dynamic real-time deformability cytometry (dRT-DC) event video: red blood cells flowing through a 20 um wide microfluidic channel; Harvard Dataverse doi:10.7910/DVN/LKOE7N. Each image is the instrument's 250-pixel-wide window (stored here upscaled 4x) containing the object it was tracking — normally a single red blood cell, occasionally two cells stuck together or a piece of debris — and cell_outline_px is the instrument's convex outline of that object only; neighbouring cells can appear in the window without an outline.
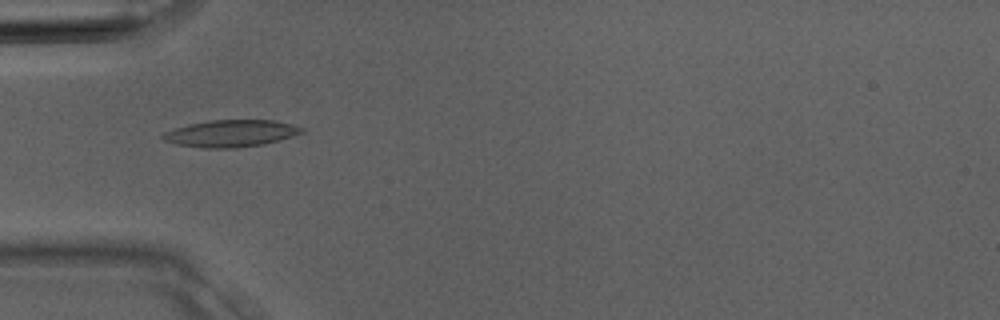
{"species": "Egyptian fruit bat (a non-hibernating species)", "species_latin": "Rousettus aegyptiacus", "temperature_condition": "room temperature", "stored_images_in_passage": 4, "camera_frame_rate_fps": 3000, "um_per_image_px": 0.085, "animal": {"sex": "male"}, "frame": {"image": 1, "passage_image": 4, "time_ms": 1.0, "image_size_px": [1000, 320], "cell_outline_px": [[304, 132], [292, 136], [264, 144], [236, 148], [204, 148], [176, 144], [164, 140], [160, 136], [164, 132], [188, 124], [208, 120], [272, 120], [304, 128]], "centroid_in_image_um": [19.59, 11.34], "position_along_channel_um": 65.4, "area_um2": 21.68}}